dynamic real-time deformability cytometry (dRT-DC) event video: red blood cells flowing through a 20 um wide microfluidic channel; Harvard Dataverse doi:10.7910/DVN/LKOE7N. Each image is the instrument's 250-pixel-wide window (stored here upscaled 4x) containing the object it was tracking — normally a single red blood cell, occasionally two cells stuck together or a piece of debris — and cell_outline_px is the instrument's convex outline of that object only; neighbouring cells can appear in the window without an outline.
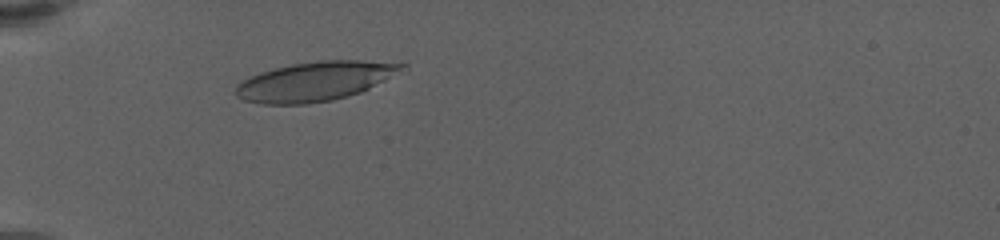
{"species": "human", "species_latin": "Homo sapiens", "temperature_condition": "warm", "stored_images_in_passage": 33, "camera_frame_rate_fps": 3000, "um_per_image_px": 0.085, "donor": {"sex": "female"}, "frame": {"image": 1, "passage_image": 10, "time_ms": 3.0, "image_size_px": [1000, 240], "cell_outline_px": [[408, 72], [360, 92], [348, 96], [332, 100], [304, 104], [260, 104], [244, 100], [236, 96], [236, 84], [260, 72], [272, 68], [292, 64], [320, 60], [364, 60], [408, 64]], "centroid_in_image_um": [26.9, 6.9], "position_along_channel_um": 58.1, "area_um2": 38.61}}
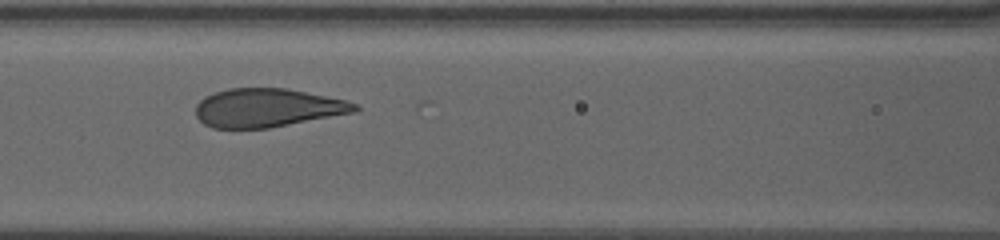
{"frame": {"image": 2, "passage_image": 19, "time_ms": 6.0, "image_size_px": [1000, 240], "cell_outline_px": [[360, 108], [356, 112], [268, 128], [212, 128], [204, 124], [196, 116], [196, 104], [204, 96], [228, 88], [288, 88], [344, 100], [356, 104]], "centroid_in_image_um": [22.7, 9.16], "position_along_channel_um": 143.9, "area_um2": 35.66}}
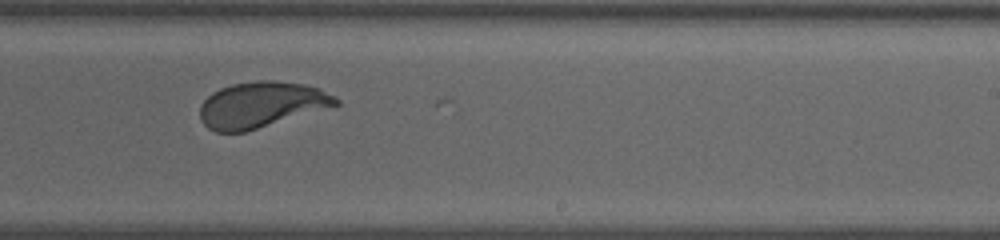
{"frame": {"image": 3, "passage_image": 30, "time_ms": 9.667, "image_size_px": [1000, 240], "cell_outline_px": [[340, 104], [244, 132], [216, 132], [208, 128], [200, 120], [200, 104], [212, 92], [220, 88], [232, 84], [256, 80], [272, 80], [304, 84], [320, 88], [336, 96], [340, 100]], "centroid_in_image_um": [22.19, 8.89], "position_along_channel_um": 266.8, "area_um2": 36.24}}